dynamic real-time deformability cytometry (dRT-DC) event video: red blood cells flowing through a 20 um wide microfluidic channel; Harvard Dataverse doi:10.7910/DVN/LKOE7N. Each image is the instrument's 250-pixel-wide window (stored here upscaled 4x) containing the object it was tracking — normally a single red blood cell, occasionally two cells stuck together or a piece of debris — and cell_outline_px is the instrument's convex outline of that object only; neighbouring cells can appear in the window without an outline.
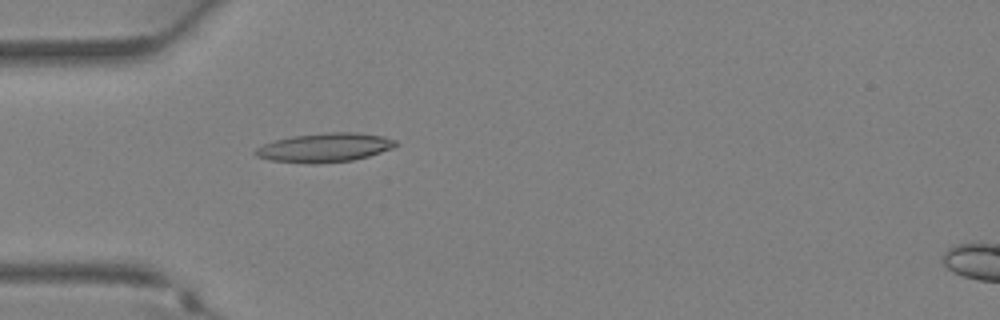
{"species": "Egyptian fruit bat (a non-hibernating species)", "species_latin": "Rousettus aegyptiacus", "temperature_condition": "warm", "stored_images_in_passage": 31, "camera_frame_rate_fps": 3000, "um_per_image_px": 0.085, "animal": {"sex": "female"}, "frame": {"image": 1, "passage_image": 6, "time_ms": 1.667, "image_size_px": [1000, 320], "cell_outline_px": [[400, 144], [392, 148], [368, 156], [352, 160], [312, 164], [308, 164], [268, 160], [256, 156], [252, 152], [256, 148], [264, 144], [276, 140], [292, 136], [328, 132], [360, 132], [380, 136], [396, 140]], "centroid_in_image_um": [27.58, 12.54], "position_along_channel_um": 57.4, "area_um2": 23.76}}
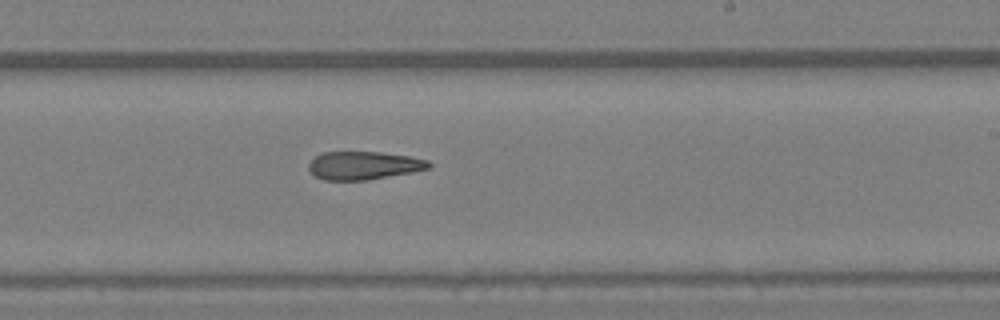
{"frame": {"image": 2, "passage_image": 17, "time_ms": 5.333, "image_size_px": [1000, 320], "cell_outline_px": [[432, 164], [428, 168], [412, 172], [368, 180], [324, 180], [316, 176], [308, 168], [308, 164], [316, 156], [324, 152], [380, 152], [408, 156], [428, 160]], "centroid_in_image_um": [30.92, 14.06], "position_along_channel_um": 258.1, "area_um2": 19.54}}
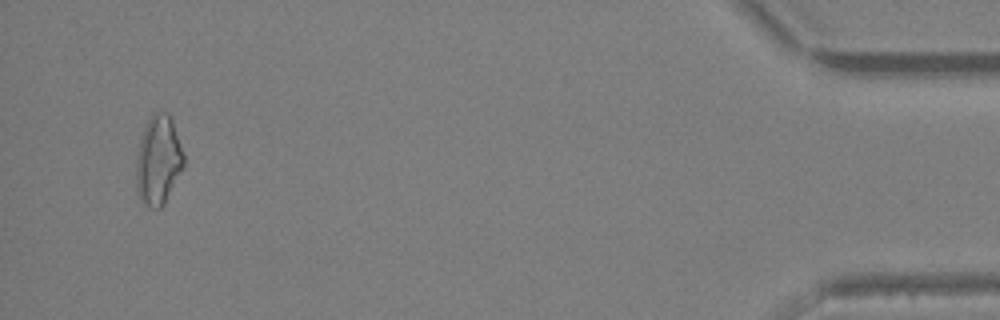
{"frame": {"image": 3, "passage_image": 30, "time_ms": 9.667, "image_size_px": [1000, 320], "cell_outline_px": [[184, 168], [164, 204], [160, 208], [148, 208], [140, 200], [136, 192], [136, 160], [140, 140], [144, 128], [152, 112], [168, 112], [172, 120], [184, 156]], "centroid_in_image_um": [13.45, 13.66], "position_along_channel_um": 421.8, "area_um2": 24.91}}